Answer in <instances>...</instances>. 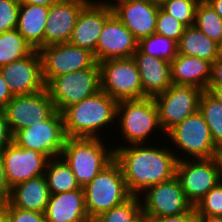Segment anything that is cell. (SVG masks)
<instances>
[{
    "instance_id": "obj_1",
    "label": "cell",
    "mask_w": 222,
    "mask_h": 222,
    "mask_svg": "<svg viewBox=\"0 0 222 222\" xmlns=\"http://www.w3.org/2000/svg\"><path fill=\"white\" fill-rule=\"evenodd\" d=\"M150 144H113L115 160L121 166L127 189L132 195H140L146 188L176 175L178 160L174 151L170 150L172 148L167 144L164 147Z\"/></svg>"
},
{
    "instance_id": "obj_2",
    "label": "cell",
    "mask_w": 222,
    "mask_h": 222,
    "mask_svg": "<svg viewBox=\"0 0 222 222\" xmlns=\"http://www.w3.org/2000/svg\"><path fill=\"white\" fill-rule=\"evenodd\" d=\"M117 106V100L100 90L81 102L67 107L61 113L66 136L104 138L101 132L105 128L107 130V127L116 125Z\"/></svg>"
},
{
    "instance_id": "obj_3",
    "label": "cell",
    "mask_w": 222,
    "mask_h": 222,
    "mask_svg": "<svg viewBox=\"0 0 222 222\" xmlns=\"http://www.w3.org/2000/svg\"><path fill=\"white\" fill-rule=\"evenodd\" d=\"M102 138L67 137L61 157L83 188L115 159V150ZM107 146V147H106Z\"/></svg>"
},
{
    "instance_id": "obj_4",
    "label": "cell",
    "mask_w": 222,
    "mask_h": 222,
    "mask_svg": "<svg viewBox=\"0 0 222 222\" xmlns=\"http://www.w3.org/2000/svg\"><path fill=\"white\" fill-rule=\"evenodd\" d=\"M116 126L125 145L149 143L153 132L161 131L158 110L151 97L118 101ZM120 129V130H119Z\"/></svg>"
},
{
    "instance_id": "obj_5",
    "label": "cell",
    "mask_w": 222,
    "mask_h": 222,
    "mask_svg": "<svg viewBox=\"0 0 222 222\" xmlns=\"http://www.w3.org/2000/svg\"><path fill=\"white\" fill-rule=\"evenodd\" d=\"M85 207L92 220L128 200V191L120 164L114 159L83 187Z\"/></svg>"
},
{
    "instance_id": "obj_6",
    "label": "cell",
    "mask_w": 222,
    "mask_h": 222,
    "mask_svg": "<svg viewBox=\"0 0 222 222\" xmlns=\"http://www.w3.org/2000/svg\"><path fill=\"white\" fill-rule=\"evenodd\" d=\"M165 136L170 139L169 143L173 144L172 148L177 149H172L177 160L209 159L219 156L220 149L214 144L209 127L199 110L170 129ZM179 150L182 153L177 154Z\"/></svg>"
},
{
    "instance_id": "obj_7",
    "label": "cell",
    "mask_w": 222,
    "mask_h": 222,
    "mask_svg": "<svg viewBox=\"0 0 222 222\" xmlns=\"http://www.w3.org/2000/svg\"><path fill=\"white\" fill-rule=\"evenodd\" d=\"M46 89L58 112L101 90L100 65L52 78Z\"/></svg>"
},
{
    "instance_id": "obj_8",
    "label": "cell",
    "mask_w": 222,
    "mask_h": 222,
    "mask_svg": "<svg viewBox=\"0 0 222 222\" xmlns=\"http://www.w3.org/2000/svg\"><path fill=\"white\" fill-rule=\"evenodd\" d=\"M193 206L222 180L220 157L178 160L175 175Z\"/></svg>"
},
{
    "instance_id": "obj_9",
    "label": "cell",
    "mask_w": 222,
    "mask_h": 222,
    "mask_svg": "<svg viewBox=\"0 0 222 222\" xmlns=\"http://www.w3.org/2000/svg\"><path fill=\"white\" fill-rule=\"evenodd\" d=\"M101 90L117 101L142 98L140 73L131 58L99 62Z\"/></svg>"
},
{
    "instance_id": "obj_10",
    "label": "cell",
    "mask_w": 222,
    "mask_h": 222,
    "mask_svg": "<svg viewBox=\"0 0 222 222\" xmlns=\"http://www.w3.org/2000/svg\"><path fill=\"white\" fill-rule=\"evenodd\" d=\"M66 139L63 117L58 111L49 119L22 128L13 135L18 147L38 151L50 159L61 155Z\"/></svg>"
},
{
    "instance_id": "obj_11",
    "label": "cell",
    "mask_w": 222,
    "mask_h": 222,
    "mask_svg": "<svg viewBox=\"0 0 222 222\" xmlns=\"http://www.w3.org/2000/svg\"><path fill=\"white\" fill-rule=\"evenodd\" d=\"M203 91L193 86L172 84L165 92L153 97L160 125L165 134L199 110Z\"/></svg>"
},
{
    "instance_id": "obj_12",
    "label": "cell",
    "mask_w": 222,
    "mask_h": 222,
    "mask_svg": "<svg viewBox=\"0 0 222 222\" xmlns=\"http://www.w3.org/2000/svg\"><path fill=\"white\" fill-rule=\"evenodd\" d=\"M138 196L147 217L180 215L194 207L187 199L176 176L146 188Z\"/></svg>"
},
{
    "instance_id": "obj_13",
    "label": "cell",
    "mask_w": 222,
    "mask_h": 222,
    "mask_svg": "<svg viewBox=\"0 0 222 222\" xmlns=\"http://www.w3.org/2000/svg\"><path fill=\"white\" fill-rule=\"evenodd\" d=\"M39 53L45 84L54 77L90 68L96 63L91 51L70 42L44 46Z\"/></svg>"
},
{
    "instance_id": "obj_14",
    "label": "cell",
    "mask_w": 222,
    "mask_h": 222,
    "mask_svg": "<svg viewBox=\"0 0 222 222\" xmlns=\"http://www.w3.org/2000/svg\"><path fill=\"white\" fill-rule=\"evenodd\" d=\"M13 135L22 128L49 119L57 110L47 89L14 96L4 108Z\"/></svg>"
},
{
    "instance_id": "obj_15",
    "label": "cell",
    "mask_w": 222,
    "mask_h": 222,
    "mask_svg": "<svg viewBox=\"0 0 222 222\" xmlns=\"http://www.w3.org/2000/svg\"><path fill=\"white\" fill-rule=\"evenodd\" d=\"M91 1L110 3L113 13L131 31L137 41L155 33L160 4L146 0Z\"/></svg>"
},
{
    "instance_id": "obj_16",
    "label": "cell",
    "mask_w": 222,
    "mask_h": 222,
    "mask_svg": "<svg viewBox=\"0 0 222 222\" xmlns=\"http://www.w3.org/2000/svg\"><path fill=\"white\" fill-rule=\"evenodd\" d=\"M13 96L32 94L46 89L39 50L0 67Z\"/></svg>"
},
{
    "instance_id": "obj_17",
    "label": "cell",
    "mask_w": 222,
    "mask_h": 222,
    "mask_svg": "<svg viewBox=\"0 0 222 222\" xmlns=\"http://www.w3.org/2000/svg\"><path fill=\"white\" fill-rule=\"evenodd\" d=\"M9 186L45 174L50 158L38 151L18 147L14 142L0 151Z\"/></svg>"
},
{
    "instance_id": "obj_18",
    "label": "cell",
    "mask_w": 222,
    "mask_h": 222,
    "mask_svg": "<svg viewBox=\"0 0 222 222\" xmlns=\"http://www.w3.org/2000/svg\"><path fill=\"white\" fill-rule=\"evenodd\" d=\"M137 46L138 41L131 31L113 13L104 23L94 58L98 63L108 59L131 58Z\"/></svg>"
},
{
    "instance_id": "obj_19",
    "label": "cell",
    "mask_w": 222,
    "mask_h": 222,
    "mask_svg": "<svg viewBox=\"0 0 222 222\" xmlns=\"http://www.w3.org/2000/svg\"><path fill=\"white\" fill-rule=\"evenodd\" d=\"M91 0H62L49 7L44 46L69 42L81 10Z\"/></svg>"
},
{
    "instance_id": "obj_20",
    "label": "cell",
    "mask_w": 222,
    "mask_h": 222,
    "mask_svg": "<svg viewBox=\"0 0 222 222\" xmlns=\"http://www.w3.org/2000/svg\"><path fill=\"white\" fill-rule=\"evenodd\" d=\"M112 14L110 3L90 1L81 10L69 42L91 51L94 55L104 23Z\"/></svg>"
},
{
    "instance_id": "obj_21",
    "label": "cell",
    "mask_w": 222,
    "mask_h": 222,
    "mask_svg": "<svg viewBox=\"0 0 222 222\" xmlns=\"http://www.w3.org/2000/svg\"><path fill=\"white\" fill-rule=\"evenodd\" d=\"M132 58L140 73L142 98H153L172 85L171 62L142 53L138 48Z\"/></svg>"
},
{
    "instance_id": "obj_22",
    "label": "cell",
    "mask_w": 222,
    "mask_h": 222,
    "mask_svg": "<svg viewBox=\"0 0 222 222\" xmlns=\"http://www.w3.org/2000/svg\"><path fill=\"white\" fill-rule=\"evenodd\" d=\"M47 222H91L83 189L51 194L45 210Z\"/></svg>"
},
{
    "instance_id": "obj_23",
    "label": "cell",
    "mask_w": 222,
    "mask_h": 222,
    "mask_svg": "<svg viewBox=\"0 0 222 222\" xmlns=\"http://www.w3.org/2000/svg\"><path fill=\"white\" fill-rule=\"evenodd\" d=\"M50 195L46 176L42 175L14 185L8 203L20 209L45 213Z\"/></svg>"
},
{
    "instance_id": "obj_24",
    "label": "cell",
    "mask_w": 222,
    "mask_h": 222,
    "mask_svg": "<svg viewBox=\"0 0 222 222\" xmlns=\"http://www.w3.org/2000/svg\"><path fill=\"white\" fill-rule=\"evenodd\" d=\"M211 63L194 56L177 54L171 62V81L175 85L193 86L206 90Z\"/></svg>"
},
{
    "instance_id": "obj_25",
    "label": "cell",
    "mask_w": 222,
    "mask_h": 222,
    "mask_svg": "<svg viewBox=\"0 0 222 222\" xmlns=\"http://www.w3.org/2000/svg\"><path fill=\"white\" fill-rule=\"evenodd\" d=\"M49 7L21 4L18 13L17 31L36 50L44 47Z\"/></svg>"
},
{
    "instance_id": "obj_26",
    "label": "cell",
    "mask_w": 222,
    "mask_h": 222,
    "mask_svg": "<svg viewBox=\"0 0 222 222\" xmlns=\"http://www.w3.org/2000/svg\"><path fill=\"white\" fill-rule=\"evenodd\" d=\"M178 54L198 57L212 63L222 54V47L193 25L184 29L178 43Z\"/></svg>"
},
{
    "instance_id": "obj_27",
    "label": "cell",
    "mask_w": 222,
    "mask_h": 222,
    "mask_svg": "<svg viewBox=\"0 0 222 222\" xmlns=\"http://www.w3.org/2000/svg\"><path fill=\"white\" fill-rule=\"evenodd\" d=\"M44 175L47 179L50 194L83 189L77 182L72 169L61 156L49 160Z\"/></svg>"
},
{
    "instance_id": "obj_28",
    "label": "cell",
    "mask_w": 222,
    "mask_h": 222,
    "mask_svg": "<svg viewBox=\"0 0 222 222\" xmlns=\"http://www.w3.org/2000/svg\"><path fill=\"white\" fill-rule=\"evenodd\" d=\"M34 50L17 29L0 33V67L24 58Z\"/></svg>"
},
{
    "instance_id": "obj_29",
    "label": "cell",
    "mask_w": 222,
    "mask_h": 222,
    "mask_svg": "<svg viewBox=\"0 0 222 222\" xmlns=\"http://www.w3.org/2000/svg\"><path fill=\"white\" fill-rule=\"evenodd\" d=\"M199 111L209 127L214 144L222 149V103L204 90L200 97Z\"/></svg>"
},
{
    "instance_id": "obj_30",
    "label": "cell",
    "mask_w": 222,
    "mask_h": 222,
    "mask_svg": "<svg viewBox=\"0 0 222 222\" xmlns=\"http://www.w3.org/2000/svg\"><path fill=\"white\" fill-rule=\"evenodd\" d=\"M194 26L222 47V18L206 0L197 5Z\"/></svg>"
},
{
    "instance_id": "obj_31",
    "label": "cell",
    "mask_w": 222,
    "mask_h": 222,
    "mask_svg": "<svg viewBox=\"0 0 222 222\" xmlns=\"http://www.w3.org/2000/svg\"><path fill=\"white\" fill-rule=\"evenodd\" d=\"M137 48L147 55L172 62L178 54V43L154 33L138 41Z\"/></svg>"
},
{
    "instance_id": "obj_32",
    "label": "cell",
    "mask_w": 222,
    "mask_h": 222,
    "mask_svg": "<svg viewBox=\"0 0 222 222\" xmlns=\"http://www.w3.org/2000/svg\"><path fill=\"white\" fill-rule=\"evenodd\" d=\"M141 201L138 195H132L124 203L101 213L92 219L91 222H129L140 211Z\"/></svg>"
},
{
    "instance_id": "obj_33",
    "label": "cell",
    "mask_w": 222,
    "mask_h": 222,
    "mask_svg": "<svg viewBox=\"0 0 222 222\" xmlns=\"http://www.w3.org/2000/svg\"><path fill=\"white\" fill-rule=\"evenodd\" d=\"M200 1L162 0L160 7L188 27L194 25L196 8Z\"/></svg>"
},
{
    "instance_id": "obj_34",
    "label": "cell",
    "mask_w": 222,
    "mask_h": 222,
    "mask_svg": "<svg viewBox=\"0 0 222 222\" xmlns=\"http://www.w3.org/2000/svg\"><path fill=\"white\" fill-rule=\"evenodd\" d=\"M186 26L159 7L155 33L179 43Z\"/></svg>"
},
{
    "instance_id": "obj_35",
    "label": "cell",
    "mask_w": 222,
    "mask_h": 222,
    "mask_svg": "<svg viewBox=\"0 0 222 222\" xmlns=\"http://www.w3.org/2000/svg\"><path fill=\"white\" fill-rule=\"evenodd\" d=\"M197 215L222 216V180L195 204Z\"/></svg>"
},
{
    "instance_id": "obj_36",
    "label": "cell",
    "mask_w": 222,
    "mask_h": 222,
    "mask_svg": "<svg viewBox=\"0 0 222 222\" xmlns=\"http://www.w3.org/2000/svg\"><path fill=\"white\" fill-rule=\"evenodd\" d=\"M20 0H0V33L17 28Z\"/></svg>"
},
{
    "instance_id": "obj_37",
    "label": "cell",
    "mask_w": 222,
    "mask_h": 222,
    "mask_svg": "<svg viewBox=\"0 0 222 222\" xmlns=\"http://www.w3.org/2000/svg\"><path fill=\"white\" fill-rule=\"evenodd\" d=\"M3 206L8 222H47L45 213L20 209L11 206L8 202Z\"/></svg>"
},
{
    "instance_id": "obj_38",
    "label": "cell",
    "mask_w": 222,
    "mask_h": 222,
    "mask_svg": "<svg viewBox=\"0 0 222 222\" xmlns=\"http://www.w3.org/2000/svg\"><path fill=\"white\" fill-rule=\"evenodd\" d=\"M148 222H199L195 207L190 211L174 216L148 217Z\"/></svg>"
},
{
    "instance_id": "obj_39",
    "label": "cell",
    "mask_w": 222,
    "mask_h": 222,
    "mask_svg": "<svg viewBox=\"0 0 222 222\" xmlns=\"http://www.w3.org/2000/svg\"><path fill=\"white\" fill-rule=\"evenodd\" d=\"M12 143L13 133L7 121L4 109H0V151Z\"/></svg>"
},
{
    "instance_id": "obj_40",
    "label": "cell",
    "mask_w": 222,
    "mask_h": 222,
    "mask_svg": "<svg viewBox=\"0 0 222 222\" xmlns=\"http://www.w3.org/2000/svg\"><path fill=\"white\" fill-rule=\"evenodd\" d=\"M208 86H222V54L211 63Z\"/></svg>"
},
{
    "instance_id": "obj_41",
    "label": "cell",
    "mask_w": 222,
    "mask_h": 222,
    "mask_svg": "<svg viewBox=\"0 0 222 222\" xmlns=\"http://www.w3.org/2000/svg\"><path fill=\"white\" fill-rule=\"evenodd\" d=\"M11 187L6 178L5 168L0 155V205H4L8 202Z\"/></svg>"
},
{
    "instance_id": "obj_42",
    "label": "cell",
    "mask_w": 222,
    "mask_h": 222,
    "mask_svg": "<svg viewBox=\"0 0 222 222\" xmlns=\"http://www.w3.org/2000/svg\"><path fill=\"white\" fill-rule=\"evenodd\" d=\"M14 96L12 95L9 87L0 72V109H4L6 105L12 100Z\"/></svg>"
},
{
    "instance_id": "obj_43",
    "label": "cell",
    "mask_w": 222,
    "mask_h": 222,
    "mask_svg": "<svg viewBox=\"0 0 222 222\" xmlns=\"http://www.w3.org/2000/svg\"><path fill=\"white\" fill-rule=\"evenodd\" d=\"M60 1L62 0H20L21 4L42 5L47 7Z\"/></svg>"
},
{
    "instance_id": "obj_44",
    "label": "cell",
    "mask_w": 222,
    "mask_h": 222,
    "mask_svg": "<svg viewBox=\"0 0 222 222\" xmlns=\"http://www.w3.org/2000/svg\"><path fill=\"white\" fill-rule=\"evenodd\" d=\"M206 90L222 103V86H207Z\"/></svg>"
},
{
    "instance_id": "obj_45",
    "label": "cell",
    "mask_w": 222,
    "mask_h": 222,
    "mask_svg": "<svg viewBox=\"0 0 222 222\" xmlns=\"http://www.w3.org/2000/svg\"><path fill=\"white\" fill-rule=\"evenodd\" d=\"M199 222H222V216L198 215Z\"/></svg>"
},
{
    "instance_id": "obj_46",
    "label": "cell",
    "mask_w": 222,
    "mask_h": 222,
    "mask_svg": "<svg viewBox=\"0 0 222 222\" xmlns=\"http://www.w3.org/2000/svg\"><path fill=\"white\" fill-rule=\"evenodd\" d=\"M222 18V0H206Z\"/></svg>"
},
{
    "instance_id": "obj_47",
    "label": "cell",
    "mask_w": 222,
    "mask_h": 222,
    "mask_svg": "<svg viewBox=\"0 0 222 222\" xmlns=\"http://www.w3.org/2000/svg\"><path fill=\"white\" fill-rule=\"evenodd\" d=\"M129 222H148V217L144 213L143 210H141L133 219H131Z\"/></svg>"
},
{
    "instance_id": "obj_48",
    "label": "cell",
    "mask_w": 222,
    "mask_h": 222,
    "mask_svg": "<svg viewBox=\"0 0 222 222\" xmlns=\"http://www.w3.org/2000/svg\"><path fill=\"white\" fill-rule=\"evenodd\" d=\"M7 220L5 209L3 205H0V222H5Z\"/></svg>"
},
{
    "instance_id": "obj_49",
    "label": "cell",
    "mask_w": 222,
    "mask_h": 222,
    "mask_svg": "<svg viewBox=\"0 0 222 222\" xmlns=\"http://www.w3.org/2000/svg\"><path fill=\"white\" fill-rule=\"evenodd\" d=\"M146 1L154 2V3H157V4H160L162 2V0H146Z\"/></svg>"
},
{
    "instance_id": "obj_50",
    "label": "cell",
    "mask_w": 222,
    "mask_h": 222,
    "mask_svg": "<svg viewBox=\"0 0 222 222\" xmlns=\"http://www.w3.org/2000/svg\"><path fill=\"white\" fill-rule=\"evenodd\" d=\"M219 157H220L221 164H222V149H220V152H219Z\"/></svg>"
}]
</instances>
